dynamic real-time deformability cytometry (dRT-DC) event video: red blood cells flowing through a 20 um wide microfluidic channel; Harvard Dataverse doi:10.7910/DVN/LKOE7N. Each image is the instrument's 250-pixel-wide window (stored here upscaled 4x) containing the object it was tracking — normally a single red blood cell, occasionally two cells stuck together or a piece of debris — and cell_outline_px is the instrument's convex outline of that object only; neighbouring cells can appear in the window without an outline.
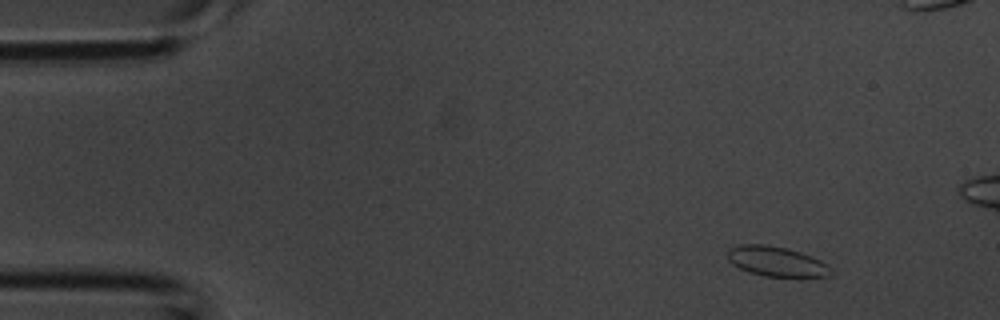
{"species": "common noctule bat (a hibernating species)", "species_latin": "Nyctalus noctula", "temperature_condition": "room temperature", "stored_images_in_passage": 4, "camera_frame_rate_fps": 3000, "um_per_image_px": 0.085, "animal": {"sex": "male", "body_mass_g": 20.1, "forearm_length_mm": 53.5}, "frame": {"image": 1, "passage_image": 1, "time_ms": 0.0, "image_size_px": [1000, 320], "cell_outline_px": [[832, 272], [828, 276], [764, 276], [748, 272], [732, 264], [728, 260], [728, 252], [732, 248], [740, 244], [764, 244], [788, 248], [812, 256], [828, 264]], "centroid_in_image_um": [65.99, 22.21], "position_along_channel_um": 19.0, "area_um2": 17.86}}